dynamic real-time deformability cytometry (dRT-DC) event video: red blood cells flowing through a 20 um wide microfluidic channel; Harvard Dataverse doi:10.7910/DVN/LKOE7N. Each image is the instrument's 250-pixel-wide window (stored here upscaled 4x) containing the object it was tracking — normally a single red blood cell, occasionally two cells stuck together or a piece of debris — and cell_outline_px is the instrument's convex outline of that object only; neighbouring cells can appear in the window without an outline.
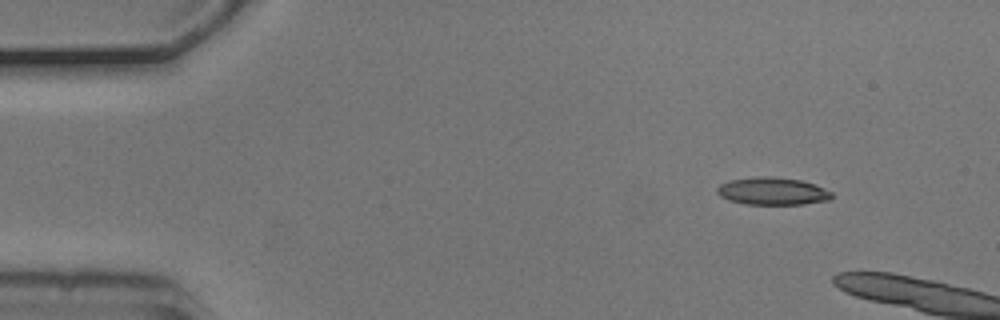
{"species": "common noctule bat (a hibernating species)", "species_latin": "Nyctalus noctula", "temperature_condition": "cold", "stored_images_in_passage": 3, "camera_frame_rate_fps": 3000, "um_per_image_px": 0.085, "animal": {"sex": "male", "body_mass_g": 20.5, "forearm_length_mm": 52.5}, "frame": {"image": 1, "passage_image": 1, "time_ms": 0.0, "image_size_px": [1000, 320], "cell_outline_px": [[832, 200], [804, 204], [744, 204], [728, 200], [720, 196], [716, 192], [716, 188], [720, 184], [728, 180], [760, 176], [768, 176], [800, 180], [816, 184], [832, 192]], "centroid_in_image_um": [65.66, 16.25], "position_along_channel_um": 19.3, "area_um2": 18.55}}